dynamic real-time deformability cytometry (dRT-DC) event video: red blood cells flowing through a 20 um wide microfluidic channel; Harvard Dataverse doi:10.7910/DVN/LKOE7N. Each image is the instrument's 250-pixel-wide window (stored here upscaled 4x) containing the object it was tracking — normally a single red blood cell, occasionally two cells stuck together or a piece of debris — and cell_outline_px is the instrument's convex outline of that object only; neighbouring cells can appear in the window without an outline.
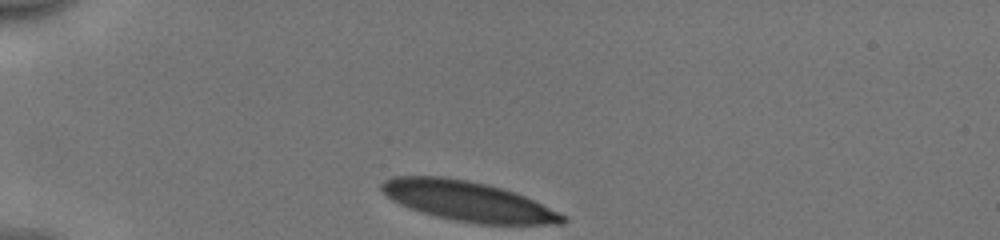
{"species": "human", "species_latin": "Homo sapiens", "temperature_condition": "cold", "stored_images_in_passage": 32, "camera_frame_rate_fps": 3000, "um_per_image_px": 0.085, "donor": {"sex": "male"}, "frame": {"image": 1, "passage_image": 1, "time_ms": 0.0, "image_size_px": [1000, 240], "cell_outline_px": [[568, 220], [564, 224], [476, 224], [452, 220], [420, 212], [400, 204], [392, 200], [380, 188], [380, 184], [384, 180], [392, 176], [440, 176], [468, 180], [488, 184], [516, 192], [564, 216]], "centroid_in_image_um": [39.73, 17.1], "position_along_channel_um": 45.3, "area_um2": 41.85}}
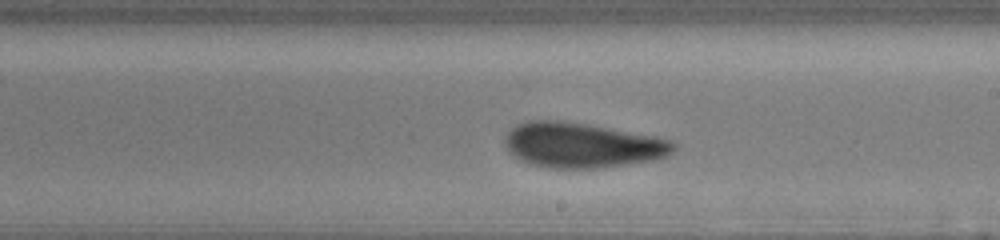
{"frame": {"image": 2, "passage_image": 19, "time_ms": 6.0, "image_size_px": [1000, 240], "cell_outline_px": [[676, 148], [668, 156], [652, 160], [628, 164], [600, 168], [548, 168], [528, 164], [512, 156], [508, 152], [504, 144], [504, 136], [516, 124], [528, 120], [564, 120], [588, 124], [656, 136], [672, 140], [676, 144]], "centroid_in_image_um": [49.45, 12.34], "position_along_channel_um": 239.6, "area_um2": 44.91}}
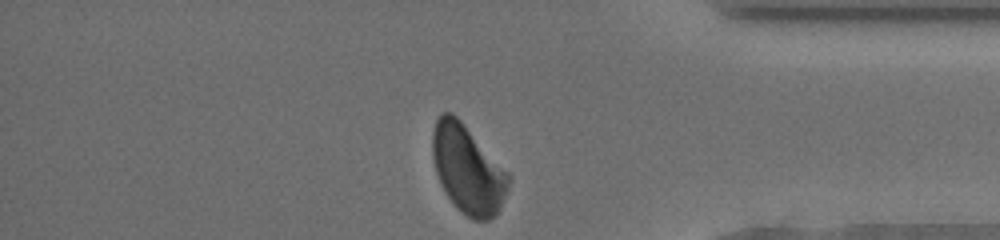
{"frame": {"image": 3, "passage_image": 32, "time_ms": 10.333, "image_size_px": [1000, 240], "cell_outline_px": [[512, 180], [496, 212], [488, 220], [472, 220], [460, 212], [456, 208], [444, 192], [440, 184], [436, 172], [432, 156], [432, 132], [436, 120], [440, 112], [452, 112], [460, 120], [512, 176]], "centroid_in_image_um": [39.73, 14.39], "position_along_channel_um": 395.5, "area_um2": 39.02}, "authors_computed_cell_mechanics": {"area_um2": 43.5523, "velocity_mm_per_s": 3.9278, "shape_relaxation_time_tau1_ms": 4.5224, "shape_relaxation_time_tau2_ms": 1.5278, "deformation_change_tau1": 0.1542, "deformation_change_tau2": 0.0803}}